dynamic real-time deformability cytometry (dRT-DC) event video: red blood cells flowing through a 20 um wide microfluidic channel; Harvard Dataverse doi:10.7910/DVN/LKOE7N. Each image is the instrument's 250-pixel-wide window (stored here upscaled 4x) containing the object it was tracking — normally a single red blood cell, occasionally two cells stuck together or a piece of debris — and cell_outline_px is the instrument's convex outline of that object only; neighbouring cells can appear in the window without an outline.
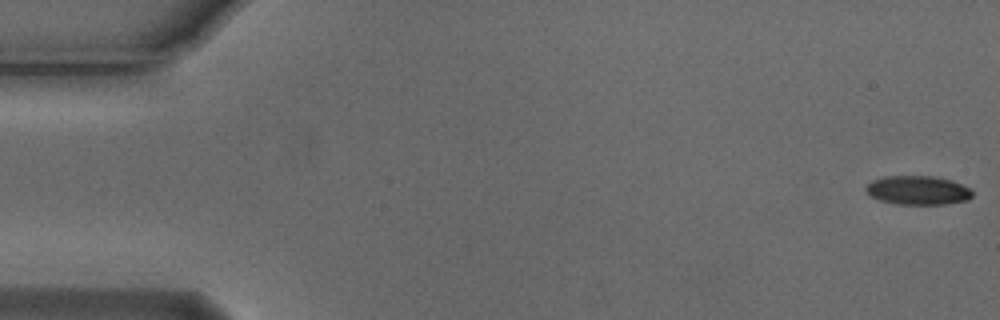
{"species": "Egyptian fruit bat (a non-hibernating species)", "species_latin": "Rousettus aegyptiacus", "temperature_condition": "cold", "stored_images_in_passage": 55, "camera_frame_rate_fps": 3000, "um_per_image_px": 0.085, "animal": {"sex": "male"}, "frame": {"image": 1, "passage_image": 1, "time_ms": 0.0, "image_size_px": [1000, 320], "cell_outline_px": [[972, 196], [968, 200], [944, 204], [896, 204], [880, 200], [872, 196], [864, 188], [872, 180], [884, 176], [932, 176], [952, 180], [968, 188], [972, 192]], "centroid_in_image_um": [78.01, 16.17], "position_along_channel_um": 7.0, "area_um2": 17.8}}
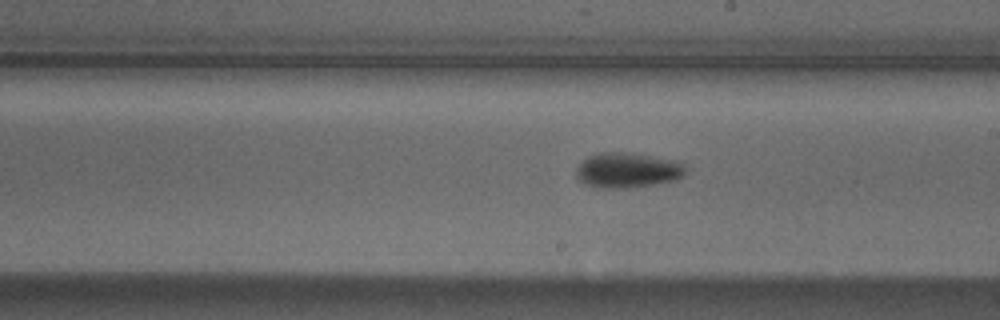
{"frame": {"image": 2, "passage_image": 31, "time_ms": 10.0, "image_size_px": [1000, 320], "cell_outline_px": [[688, 168], [684, 176], [676, 180], [628, 188], [604, 188], [588, 184], [580, 180], [576, 176], [576, 168], [588, 156], [600, 152], [628, 152], [680, 160]], "centroid_in_image_um": [53.41, 14.45], "position_along_channel_um": 235.6, "area_um2": 22.6}}
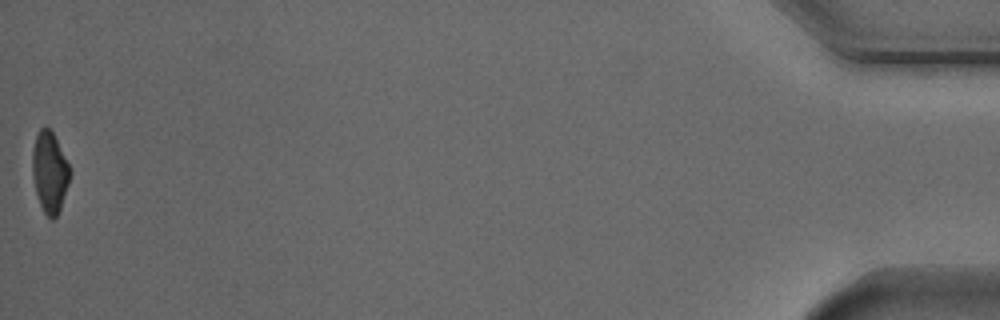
{"frame": {"image": 3, "passage_image": 55, "time_ms": 18.0, "image_size_px": [1000, 320], "cell_outline_px": [[72, 172], [60, 208], [56, 216], [52, 220], [44, 212], [40, 204], [36, 192], [32, 176], [32, 152], [36, 136], [40, 128], [48, 128], [52, 132]], "centroid_in_image_um": [4.21, 14.64], "position_along_channel_um": 431.0, "area_um2": 17.34}, "authors_computed_cell_mechanics": {"area_um2": 19.4786, "velocity_mm_per_s": 3.7352, "shape_relaxation_time_tau1_ms": 4.0899, "shape_relaxation_time_tau2_ms": null, "deformation_change_tau1": 0.1136, "deformation_change_tau2": null}}